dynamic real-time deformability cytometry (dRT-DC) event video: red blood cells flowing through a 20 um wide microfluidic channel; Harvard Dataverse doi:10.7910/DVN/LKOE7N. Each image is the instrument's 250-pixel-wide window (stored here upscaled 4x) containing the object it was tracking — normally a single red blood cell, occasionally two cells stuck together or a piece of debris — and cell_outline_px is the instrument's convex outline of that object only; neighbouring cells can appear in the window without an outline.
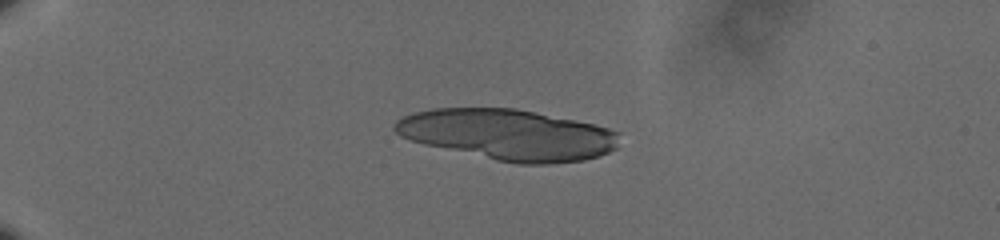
{"species": "human", "species_latin": "Homo sapiens", "temperature_condition": "cold", "stored_images_in_passage": 9, "camera_frame_rate_fps": 3000, "um_per_image_px": 0.085, "donor": {"sex": "male"}, "frame": {"image": 1, "passage_image": 1, "time_ms": 0.0, "image_size_px": [1000, 240], "cell_outline_px": [[620, 132], [616, 148], [608, 152], [584, 160], [548, 164], [516, 164], [496, 160], [424, 144], [400, 136], [392, 128], [392, 124], [396, 120], [412, 112], [432, 108], [516, 108], [592, 124], [608, 128]], "centroid_in_image_um": [43.15, 11.44], "position_along_channel_um": 41.9, "area_um2": 66.3}}